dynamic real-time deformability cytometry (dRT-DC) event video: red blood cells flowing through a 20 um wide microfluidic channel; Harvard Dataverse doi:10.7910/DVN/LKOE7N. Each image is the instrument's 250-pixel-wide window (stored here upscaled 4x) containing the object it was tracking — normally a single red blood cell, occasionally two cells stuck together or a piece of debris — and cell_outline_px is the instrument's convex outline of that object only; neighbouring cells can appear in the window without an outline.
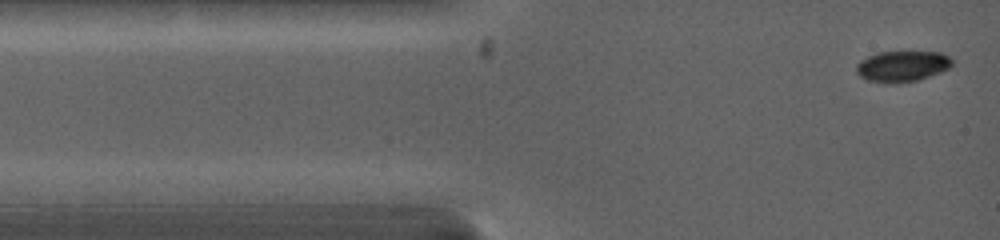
{"species": "common noctule bat (a hibernating species)", "species_latin": "Nyctalus noctula", "temperature_condition": "warm", "stored_images_in_passage": 2, "camera_frame_rate_fps": 5000, "um_per_image_px": 0.085, "animal": {"sex": "female", "body_mass_g": 19.0, "forearm_length_mm": 53.3}, "frame": {"image": 1, "passage_image": 2, "time_ms": 0.6, "image_size_px": [1000, 240], "cell_outline_px": [[952, 64], [948, 68], [940, 72], [916, 80], [896, 84], [892, 84], [868, 80], [860, 76], [856, 72], [856, 64], [860, 60], [876, 52], [940, 52], [948, 56], [952, 60]], "centroid_in_image_um": [76.65, 5.63], "position_along_channel_um": 8.4, "area_um2": 17.17}}